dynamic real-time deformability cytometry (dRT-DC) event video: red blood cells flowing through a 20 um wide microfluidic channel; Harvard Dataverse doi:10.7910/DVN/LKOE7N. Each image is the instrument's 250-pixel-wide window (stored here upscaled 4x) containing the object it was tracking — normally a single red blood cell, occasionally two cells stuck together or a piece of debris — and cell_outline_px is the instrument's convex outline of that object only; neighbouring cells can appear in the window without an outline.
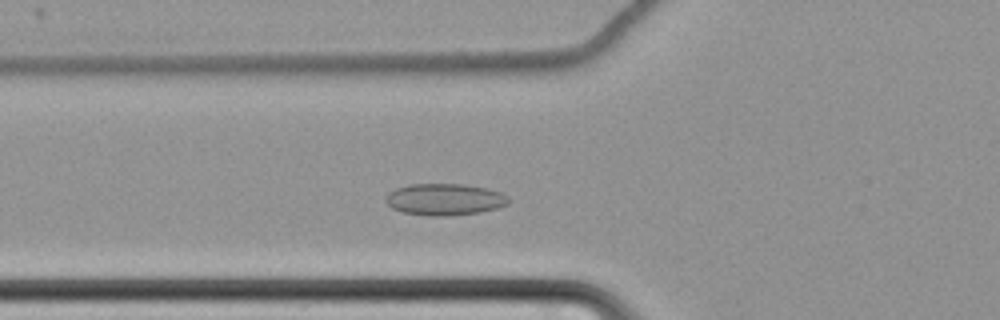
{"species": "common noctule bat (a hibernating species)", "species_latin": "Nyctalus noctula", "temperature_condition": "cold", "stored_images_in_passage": 54, "camera_frame_rate_fps": 3000, "um_per_image_px": 0.085, "animal": {"sex": "female", "body_mass_g": 22.7, "forearm_length_mm": 54.2}, "frame": {"image": 1, "passage_image": 16, "time_ms": 5.0, "image_size_px": [1000, 320], "cell_outline_px": [[512, 200], [508, 204], [500, 208], [480, 212], [444, 216], [428, 216], [404, 212], [392, 208], [384, 200], [384, 196], [388, 192], [396, 188], [408, 184], [464, 184], [484, 188], [500, 192], [508, 196]], "centroid_in_image_um": [37.8, 16.95], "position_along_channel_um": 88.0, "area_um2": 22.89}}
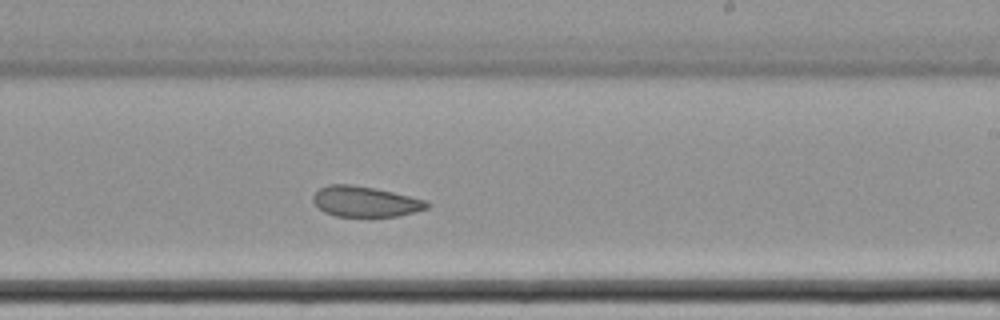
{"frame": {"image": 2, "passage_image": 31, "time_ms": 10.0, "image_size_px": [1000, 320], "cell_outline_px": [[428, 208], [396, 216], [336, 216], [324, 212], [312, 200], [312, 196], [320, 188], [328, 184], [352, 184], [392, 192], [428, 200]], "centroid_in_image_um": [31.02, 17.12], "position_along_channel_um": 258.0, "area_um2": 20.0}}
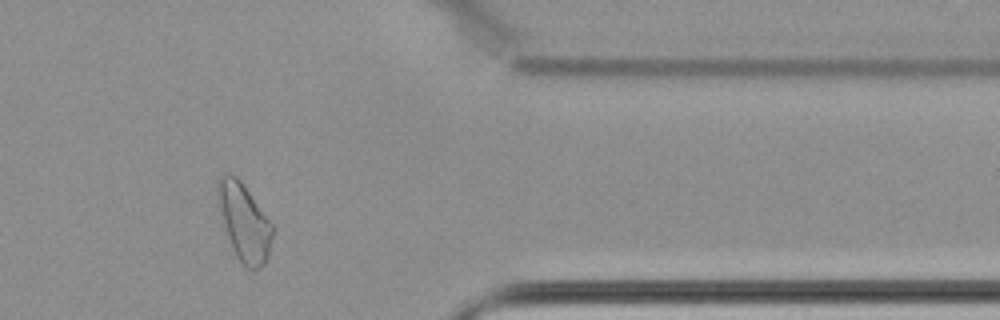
{"frame": {"image": 3, "passage_image": 44, "time_ms": 14.333, "image_size_px": [1000, 320], "cell_outline_px": [[276, 228], [268, 256], [264, 264], [252, 272], [244, 268], [240, 264], [232, 248], [224, 224], [216, 196], [216, 188], [220, 176], [224, 172], [228, 172], [236, 176], [240, 180]], "centroid_in_image_um": [20.78, 18.92], "position_along_channel_um": 390.6, "area_um2": 25.09}, "authors_computed_cell_mechanics": {"area_um2": 23.12, "velocity_mm_per_s": 3.4109, "shape_relaxation_time_tau1_ms": null, "shape_relaxation_time_tau2_ms": 3.552, "deformation_change_tau1": null, "deformation_change_tau2": 0.084}}